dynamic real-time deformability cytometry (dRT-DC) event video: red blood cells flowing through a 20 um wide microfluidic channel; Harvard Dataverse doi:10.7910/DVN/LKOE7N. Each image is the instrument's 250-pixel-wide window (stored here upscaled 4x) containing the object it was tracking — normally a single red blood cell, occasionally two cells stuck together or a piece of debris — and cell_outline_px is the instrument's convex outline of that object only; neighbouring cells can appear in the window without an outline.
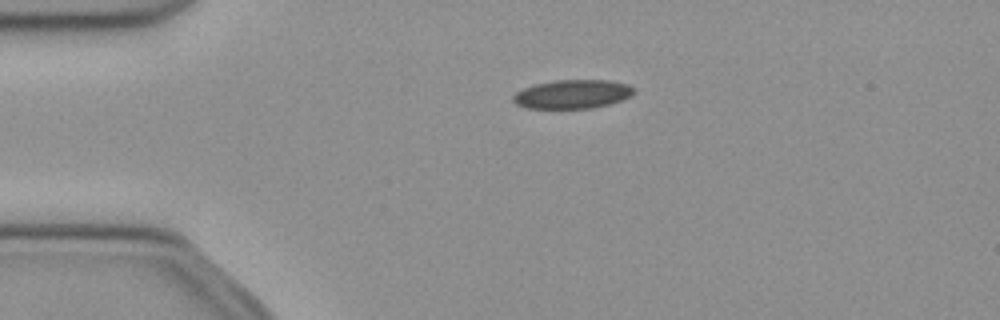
{"species": "common noctule bat (a hibernating species)", "species_latin": "Nyctalus noctula", "temperature_condition": "cold", "stored_images_in_passage": 41, "camera_frame_rate_fps": 3000, "um_per_image_px": 0.085, "animal": {"sex": "female", "body_mass_g": 21.9}, "frame": {"image": 1, "passage_image": 1, "time_ms": 0.0, "image_size_px": [1000, 320], "cell_outline_px": [[636, 92], [632, 96], [608, 104], [592, 108], [524, 108], [516, 104], [512, 100], [512, 96], [516, 92], [524, 88], [536, 84], [552, 80], [608, 80], [628, 84], [636, 88]], "centroid_in_image_um": [48.67, 8.0], "position_along_channel_um": 36.3, "area_um2": 20.4}}
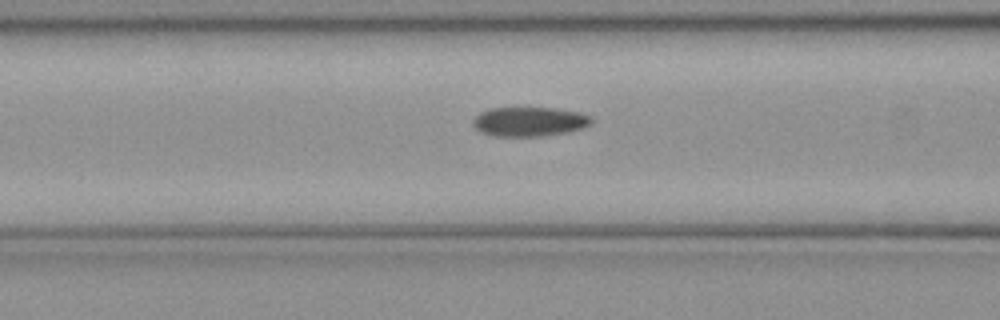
{"frame": {"image": 2, "passage_image": 10, "time_ms": 3.0, "image_size_px": [1000, 320], "cell_outline_px": [[592, 124], [584, 128], [568, 132], [540, 136], [492, 136], [480, 132], [472, 124], [472, 120], [480, 112], [488, 108], [556, 108], [580, 112], [592, 116]], "centroid_in_image_um": [45.01, 10.33], "position_along_channel_um": 121.6, "area_um2": 20.52}}
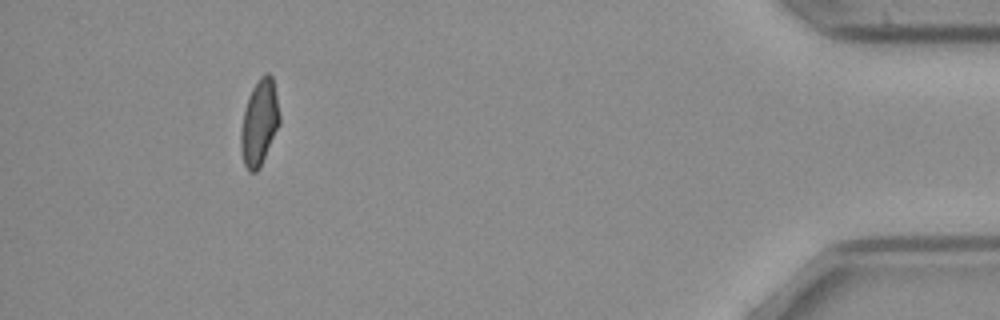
{"frame": {"image": 3, "passage_image": 37, "time_ms": 12.0, "image_size_px": [1000, 320], "cell_outline_px": [[280, 124], [260, 168], [256, 172], [248, 172], [244, 164], [240, 148], [240, 132], [244, 108], [248, 96], [256, 80], [264, 72], [268, 72], [272, 76], [280, 116]], "centroid_in_image_um": [22.03, 10.42], "position_along_channel_um": 413.2, "area_um2": 19.65}, "authors_computed_cell_mechanics": {"area_um2": 20.1144, "velocity_mm_per_s": 3.9795, "shape_relaxation_time_tau1_ms": null, "shape_relaxation_time_tau2_ms": 5.9163, "deformation_change_tau1": null, "deformation_change_tau2": 0.1109}}